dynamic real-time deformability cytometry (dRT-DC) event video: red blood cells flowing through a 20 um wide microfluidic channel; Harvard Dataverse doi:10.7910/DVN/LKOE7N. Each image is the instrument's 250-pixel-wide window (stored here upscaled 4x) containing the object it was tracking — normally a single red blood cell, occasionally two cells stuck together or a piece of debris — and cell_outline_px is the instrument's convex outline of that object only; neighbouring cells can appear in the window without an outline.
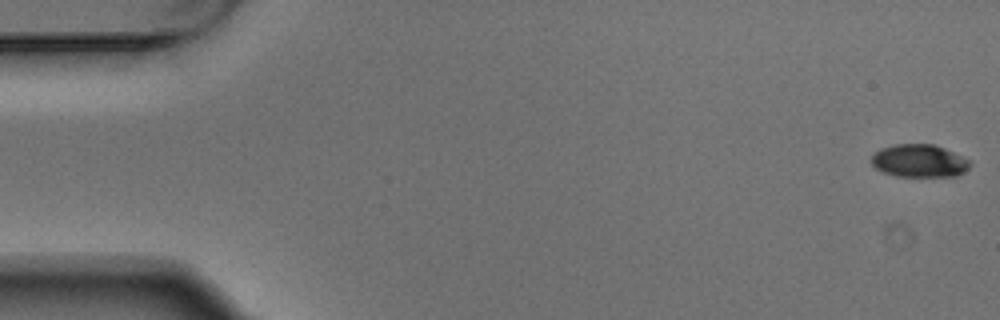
{"species": "Egyptian fruit bat (a non-hibernating species)", "species_latin": "Rousettus aegyptiacus", "temperature_condition": "warm", "stored_images_in_passage": 5, "camera_frame_rate_fps": 3000, "um_per_image_px": 0.085, "animal": {"sex": "male"}, "frame": {"image": 1, "passage_image": 1, "time_ms": 0.0, "image_size_px": [1000, 320], "cell_outline_px": [[972, 164], [964, 172], [956, 176], [896, 176], [884, 172], [876, 168], [872, 164], [872, 156], [880, 148], [892, 144], [932, 144], [944, 148], [972, 160]], "centroid_in_image_um": [78.17, 13.66], "position_along_channel_um": 6.8, "area_um2": 18.9}}
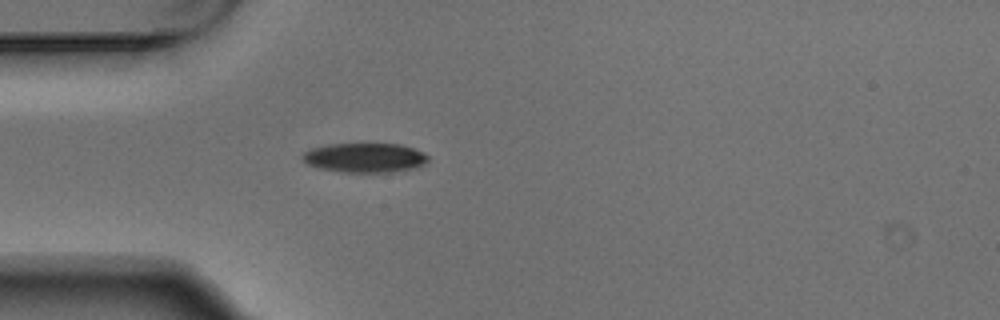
{"frame": {"image": 2, "passage_image": 5, "time_ms": 1.333, "image_size_px": [1000, 320], "cell_outline_px": [[428, 160], [424, 164], [416, 168], [392, 172], [340, 172], [320, 168], [308, 164], [300, 156], [304, 152], [312, 148], [328, 144], [400, 144], [424, 152], [428, 156]], "centroid_in_image_um": [31.02, 13.41], "position_along_channel_um": 54.0, "area_um2": 21.56}}